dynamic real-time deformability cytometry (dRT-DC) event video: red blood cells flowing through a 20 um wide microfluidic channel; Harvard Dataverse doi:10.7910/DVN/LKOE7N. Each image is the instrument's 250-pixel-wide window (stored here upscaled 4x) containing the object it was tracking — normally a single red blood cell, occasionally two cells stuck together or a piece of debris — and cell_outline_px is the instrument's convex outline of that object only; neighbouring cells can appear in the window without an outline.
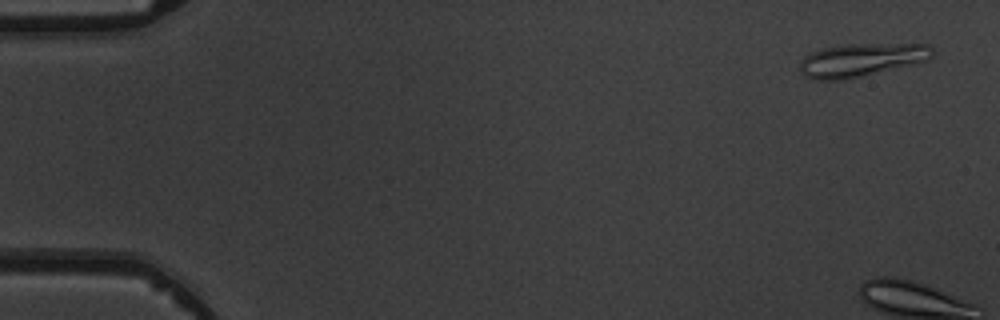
{"species": "common noctule bat (a hibernating species)", "species_latin": "Nyctalus noctula", "temperature_condition": "warm", "stored_images_in_passage": 6, "camera_frame_rate_fps": 3000, "um_per_image_px": 0.085, "animal": {"sex": "male", "body_mass_g": 19.5, "forearm_length_mm": 54.6}, "frame": {"image": 1, "passage_image": 1, "time_ms": 0.0, "image_size_px": [1000, 320], "cell_outline_px": [[932, 56], [928, 60], [844, 80], [812, 80], [804, 76], [800, 72], [800, 60], [804, 56], [812, 52], [824, 48], [848, 44], [928, 44], [932, 48]], "centroid_in_image_um": [73.16, 5.1], "position_along_channel_um": 11.8, "area_um2": 25.43}}
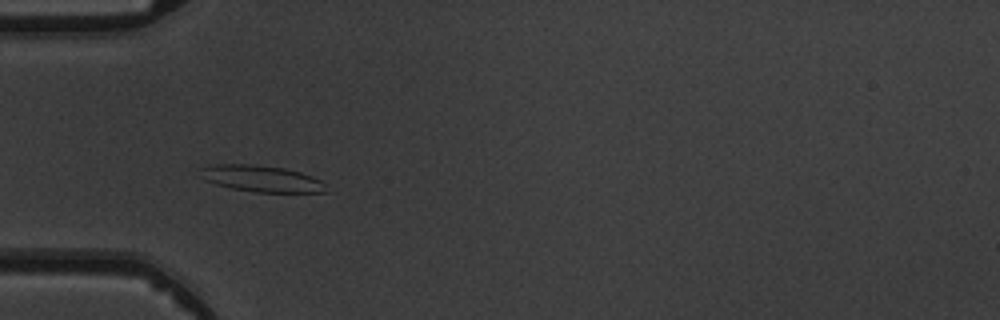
{"frame": {"image": 2, "passage_image": 6, "time_ms": 5.667, "image_size_px": [1000, 320], "cell_outline_px": [[328, 192], [256, 192], [232, 188], [216, 184], [204, 180], [196, 176], [200, 168], [216, 164], [248, 164], [284, 168], [300, 172], [312, 176], [320, 180], [324, 184]], "centroid_in_image_um": [22.15, 15.18], "position_along_channel_um": 62.8, "area_um2": 19.42}}